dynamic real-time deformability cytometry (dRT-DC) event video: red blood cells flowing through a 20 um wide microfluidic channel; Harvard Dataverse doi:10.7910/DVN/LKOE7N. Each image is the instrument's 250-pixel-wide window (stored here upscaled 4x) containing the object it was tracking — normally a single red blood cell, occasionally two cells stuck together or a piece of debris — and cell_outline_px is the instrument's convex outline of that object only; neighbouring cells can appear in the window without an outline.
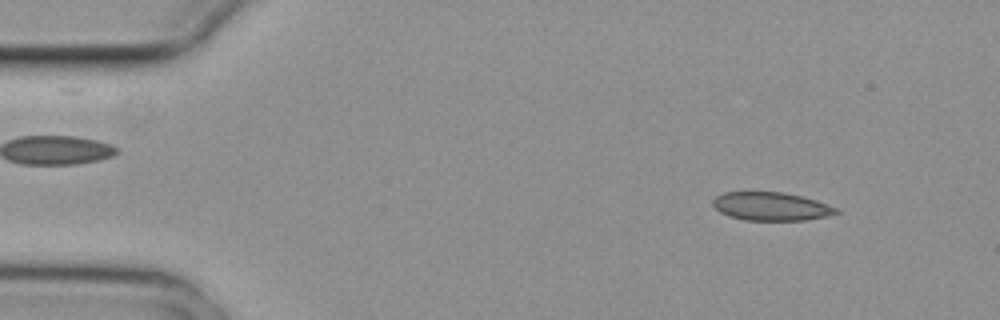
{"species": "common noctule bat (a hibernating species)", "species_latin": "Nyctalus noctula", "temperature_condition": "cold", "stored_images_in_passage": 4, "camera_frame_rate_fps": 3000, "um_per_image_px": 0.085, "animal": {"sex": "female", "body_mass_g": 29.2, "forearm_length_mm": 56.3}, "frame": {"image": 1, "passage_image": 1, "time_ms": 0.0, "image_size_px": [1000, 320], "cell_outline_px": [[840, 212], [808, 220], [744, 220], [728, 216], [720, 212], [712, 204], [712, 200], [716, 196], [724, 192], [784, 192], [816, 200], [840, 208]], "centroid_in_image_um": [65.54, 17.54], "position_along_channel_um": 19.5, "area_um2": 20.4}}